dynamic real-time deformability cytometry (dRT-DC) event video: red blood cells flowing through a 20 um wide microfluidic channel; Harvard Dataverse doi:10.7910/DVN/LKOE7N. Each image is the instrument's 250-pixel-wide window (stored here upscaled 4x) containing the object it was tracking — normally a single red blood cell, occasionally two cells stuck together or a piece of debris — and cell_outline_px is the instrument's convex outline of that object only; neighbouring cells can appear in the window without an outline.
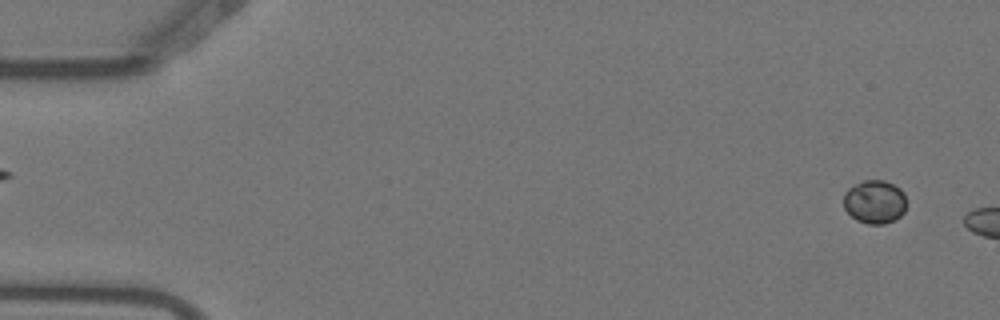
{"species": "Egyptian fruit bat (a non-hibernating species)", "species_latin": "Rousettus aegyptiacus", "temperature_condition": "warm", "stored_images_in_passage": 4, "camera_frame_rate_fps": 3000, "um_per_image_px": 0.085, "animal": {"sex": "female"}, "frame": {"image": 1, "passage_image": 1, "time_ms": 0.0, "image_size_px": [1000, 320], "cell_outline_px": [[908, 204], [904, 212], [900, 216], [884, 224], [868, 224], [856, 220], [844, 208], [844, 192], [848, 188], [864, 180], [884, 180], [900, 188], [904, 192]], "centroid_in_image_um": [74.37, 17.15], "position_along_channel_um": 10.6, "area_um2": 16.07}}